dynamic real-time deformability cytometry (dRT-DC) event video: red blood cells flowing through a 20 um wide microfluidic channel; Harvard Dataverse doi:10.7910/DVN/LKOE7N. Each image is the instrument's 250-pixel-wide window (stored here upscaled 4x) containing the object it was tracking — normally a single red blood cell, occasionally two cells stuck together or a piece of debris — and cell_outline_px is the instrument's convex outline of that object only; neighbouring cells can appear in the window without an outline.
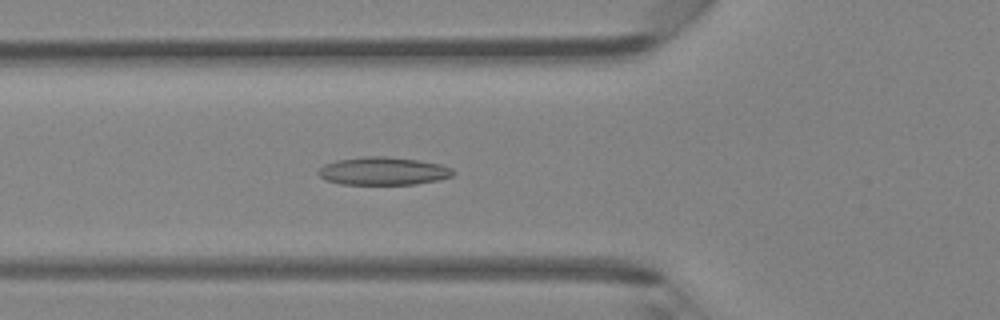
{"species": "Egyptian fruit bat (a non-hibernating species)", "species_latin": "Rousettus aegyptiacus", "temperature_condition": "room temperature", "stored_images_in_passage": 46, "camera_frame_rate_fps": 3000, "um_per_image_px": 0.085, "animal": {"sex": "female"}, "frame": {"image": 1, "passage_image": 16, "time_ms": 5.0, "image_size_px": [1000, 320], "cell_outline_px": [[456, 172], [452, 176], [436, 180], [416, 184], [340, 184], [324, 180], [316, 172], [324, 164], [336, 160], [364, 156], [388, 156], [416, 160], [440, 164], [452, 168]], "centroid_in_image_um": [32.54, 14.53], "position_along_channel_um": 93.3, "area_um2": 22.02}}
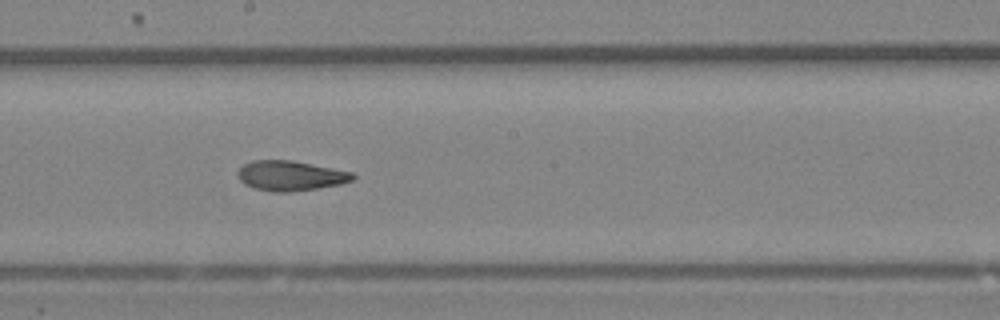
{"frame": {"image": 2, "passage_image": 25, "time_ms": 8.0, "image_size_px": [1000, 320], "cell_outline_px": [[356, 176], [352, 180], [340, 184], [316, 188], [288, 192], [276, 192], [256, 188], [244, 184], [240, 180], [236, 172], [244, 164], [252, 160], [292, 160], [352, 172]], "centroid_in_image_um": [24.67, 14.92], "position_along_channel_um": 223.5, "area_um2": 19.88}}
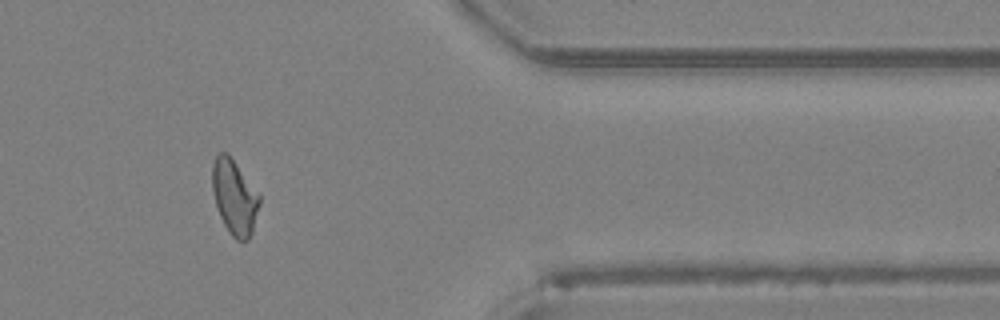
{"frame": {"image": 3, "passage_image": 38, "time_ms": 12.333, "image_size_px": [1000, 320], "cell_outline_px": [[260, 204], [252, 232], [248, 240], [236, 240], [228, 232], [216, 208], [212, 192], [212, 164], [216, 156], [220, 152], [228, 152], [260, 196]], "centroid_in_image_um": [19.91, 16.75], "position_along_channel_um": 391.5, "area_um2": 20.63}, "authors_computed_cell_mechanics": {"area_um2": 20.7502, "velocity_mm_per_s": 4.3682, "shape_relaxation_time_tau1_ms": null, "shape_relaxation_time_tau2_ms": 3.1043, "deformation_change_tau1": null, "deformation_change_tau2": 0.0939}}